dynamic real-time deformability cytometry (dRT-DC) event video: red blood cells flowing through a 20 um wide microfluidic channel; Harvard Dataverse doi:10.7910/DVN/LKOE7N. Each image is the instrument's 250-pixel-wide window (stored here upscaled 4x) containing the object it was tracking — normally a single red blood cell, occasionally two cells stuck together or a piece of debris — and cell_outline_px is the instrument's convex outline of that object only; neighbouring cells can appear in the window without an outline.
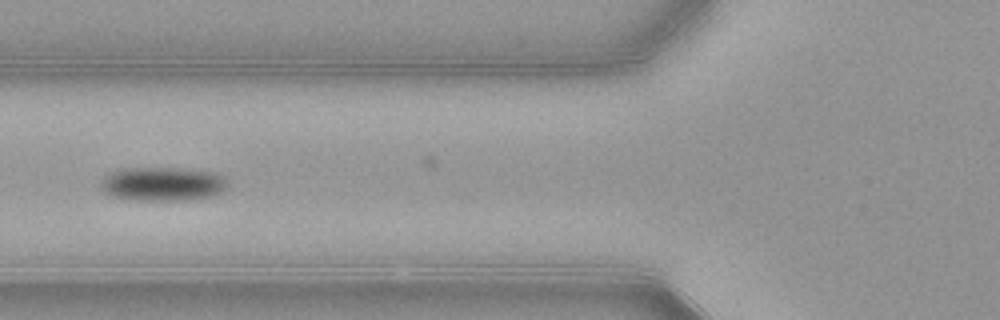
{"species": "common noctule bat (a hibernating species)", "species_latin": "Nyctalus noctula", "temperature_condition": "warm", "stored_images_in_passage": 41, "camera_frame_rate_fps": 3000, "um_per_image_px": 0.085, "animal": {"sex": "female", "body_mass_g": 21.9}, "frame": {"image": 1, "passage_image": 7, "time_ms": 2.0, "image_size_px": [1000, 320], "cell_outline_px": [[228, 184], [220, 192], [212, 196], [184, 200], [136, 200], [112, 196], [104, 192], [100, 180], [104, 176], [112, 172], [132, 168], [176, 168], [216, 172], [224, 176]], "centroid_in_image_um": [13.84, 15.63], "position_along_channel_um": 112.0, "area_um2": 24.85}}
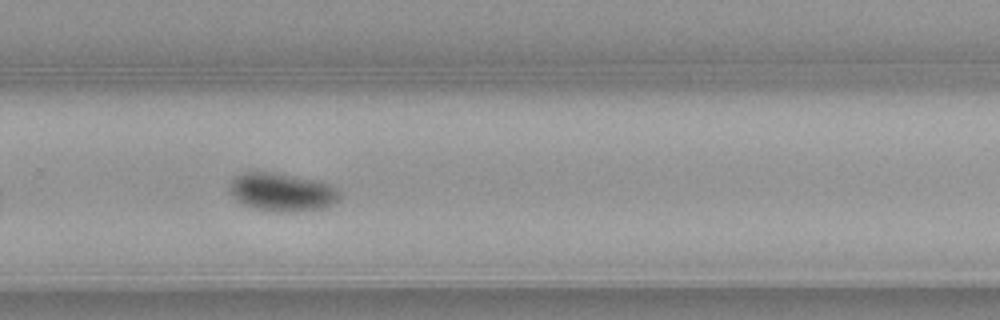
{"frame": {"image": 2, "passage_image": 22, "time_ms": 7.0, "image_size_px": [1000, 320], "cell_outline_px": [[340, 200], [324, 208], [296, 212], [276, 212], [252, 208], [240, 204], [228, 192], [228, 184], [236, 176], [244, 172], [268, 172], [316, 180], [328, 184], [336, 188], [340, 192]], "centroid_in_image_um": [23.93, 16.35], "position_along_channel_um": 305.9, "area_um2": 24.8}}
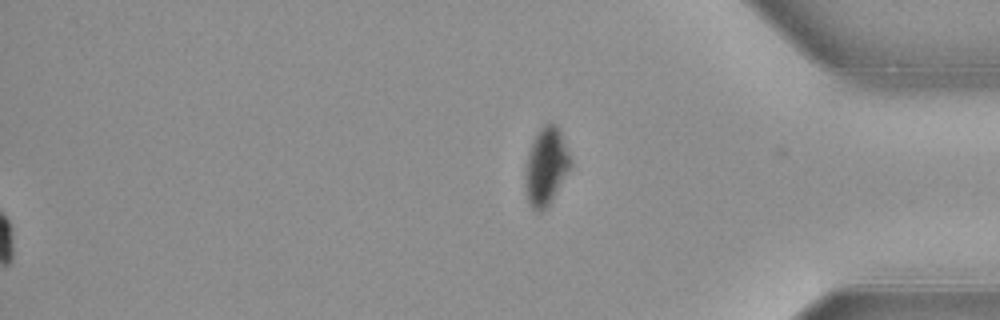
{"frame": {"image": 3, "passage_image": 41, "time_ms": 13.333, "image_size_px": [1000, 320], "cell_outline_px": [[568, 168], [548, 204], [540, 212], [536, 212], [528, 204], [524, 176], [524, 168], [528, 152], [532, 140], [536, 132], [544, 124], [552, 120], [556, 124], [560, 132], [568, 152]], "centroid_in_image_um": [46.32, 14.09], "position_along_channel_um": 388.9, "area_um2": 19.88}, "authors_computed_cell_mechanics": {"area_um2": 24.1604, "velocity_mm_per_s": 3.8756, "shape_relaxation_time_tau1_ms": 2.0556, "shape_relaxation_time_tau2_ms": null, "deformation_change_tau1": 0.1179, "deformation_change_tau2": null}}